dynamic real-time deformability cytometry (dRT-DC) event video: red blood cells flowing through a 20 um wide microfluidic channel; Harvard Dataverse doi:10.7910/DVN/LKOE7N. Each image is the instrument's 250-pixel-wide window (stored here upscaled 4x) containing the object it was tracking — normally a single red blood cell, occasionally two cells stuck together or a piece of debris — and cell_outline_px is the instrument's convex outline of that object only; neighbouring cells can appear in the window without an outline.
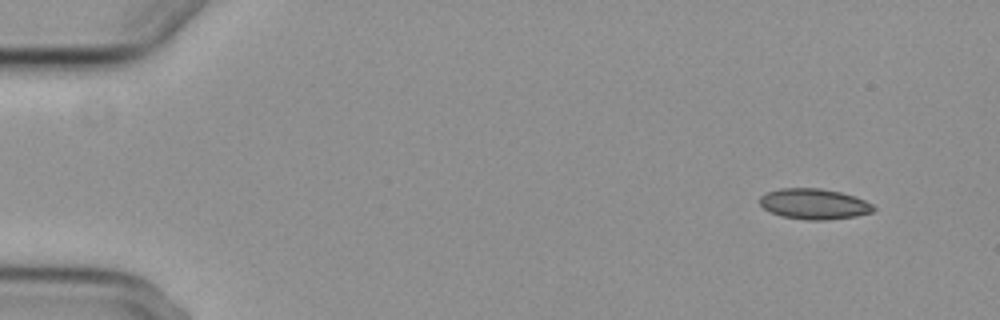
{"species": "common noctule bat (a hibernating species)", "species_latin": "Nyctalus noctula", "temperature_condition": "cold", "stored_images_in_passage": 4, "segment_of_instrument_passage": [2, 2], "camera_frame_rate_fps": 3000, "um_per_image_px": 0.085, "animal": {"sex": "female", "body_mass_g": 29.2, "forearm_length_mm": 56.3}, "frame": {"image": 1, "passage_image": 4, "time_ms": 4.333, "image_size_px": [1000, 320], "cell_outline_px": [[876, 208], [872, 212], [856, 216], [828, 220], [808, 220], [780, 216], [764, 208], [760, 204], [760, 196], [768, 192], [780, 188], [820, 188], [840, 192], [864, 200], [872, 204]], "centroid_in_image_um": [69.19, 17.34], "position_along_channel_um": 15.8, "area_um2": 20.17}}